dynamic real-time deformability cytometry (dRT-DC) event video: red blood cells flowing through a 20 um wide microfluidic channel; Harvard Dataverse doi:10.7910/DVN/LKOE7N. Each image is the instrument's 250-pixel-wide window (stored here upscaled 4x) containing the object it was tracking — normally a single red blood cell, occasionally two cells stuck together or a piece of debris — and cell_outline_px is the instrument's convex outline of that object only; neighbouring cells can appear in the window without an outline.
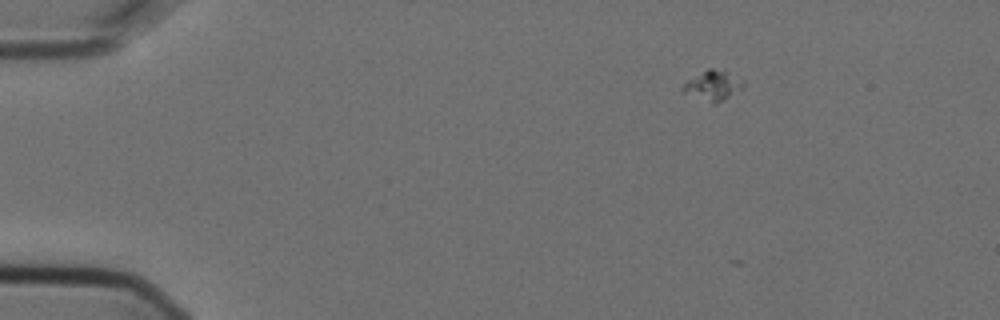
{"species": "Egyptian fruit bat (a non-hibernating species)", "species_latin": "Rousettus aegyptiacus", "temperature_condition": "cold", "stored_images_in_passage": 5, "camera_frame_rate_fps": 3000, "um_per_image_px": 0.085, "animal": {"sex": "female"}, "frame": {"image": 1, "passage_image": 3, "time_ms": 0.667, "image_size_px": [1000, 320], "cell_outline_px": [[744, 88], [724, 100], [716, 104], [712, 104], [680, 92], [680, 88], [688, 80], [708, 68], [724, 68], [744, 80]], "centroid_in_image_um": [60.62, 7.26], "position_along_channel_um": 24.4, "area_um2": 11.04}}